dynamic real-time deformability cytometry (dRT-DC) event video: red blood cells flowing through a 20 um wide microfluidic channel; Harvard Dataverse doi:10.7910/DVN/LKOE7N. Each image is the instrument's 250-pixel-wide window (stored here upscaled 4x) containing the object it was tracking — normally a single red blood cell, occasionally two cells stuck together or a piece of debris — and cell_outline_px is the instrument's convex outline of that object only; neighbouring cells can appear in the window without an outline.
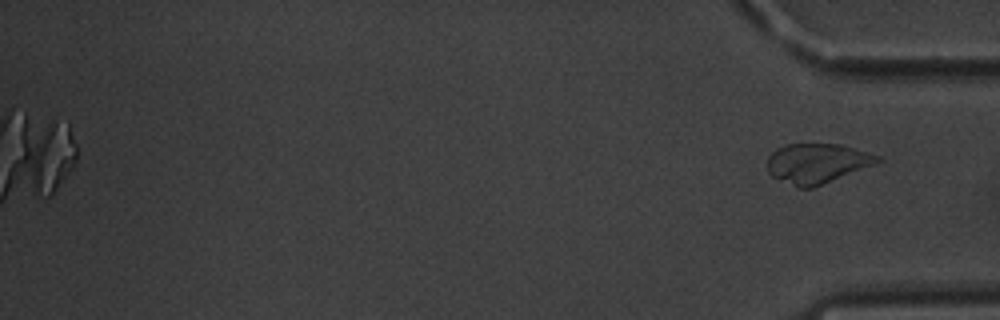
{"species": "common noctule bat (a hibernating species)", "species_latin": "Nyctalus noctula", "temperature_condition": "warm", "stored_images_in_passage": 60, "segment_of_instrument_passage": [3, 3], "camera_frame_rate_fps": 3000, "um_per_image_px": 0.085, "animal": {"sex": "male", "body_mass_g": 20.1, "forearm_length_mm": 53.5}, "frame": {"image": 1, "passage_image": 60, "time_ms": 19.667, "image_size_px": [1000, 320], "cell_outline_px": [[884, 160], [876, 164], [812, 188], [800, 188], [772, 176], [768, 172], [768, 156], [776, 148], [784, 144], [840, 144], [880, 156]], "centroid_in_image_um": [69.46, 13.87], "position_along_channel_um": 365.7, "area_um2": 25.49}}